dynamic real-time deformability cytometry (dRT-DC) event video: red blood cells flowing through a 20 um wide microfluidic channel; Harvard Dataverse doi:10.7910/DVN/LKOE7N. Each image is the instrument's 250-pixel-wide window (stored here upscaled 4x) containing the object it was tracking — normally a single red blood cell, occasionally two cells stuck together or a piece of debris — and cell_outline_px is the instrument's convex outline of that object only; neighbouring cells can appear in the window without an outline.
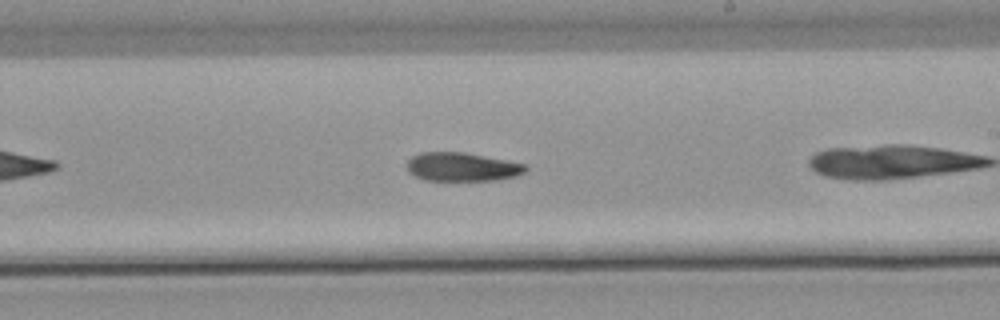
{"species": "common noctule bat (a hibernating species)", "species_latin": "Nyctalus noctula", "temperature_condition": "warm", "stored_images_in_passage": 25, "camera_frame_rate_fps": 3000, "um_per_image_px": 0.085, "animal": {"sex": "male", "body_mass_g": 21.5, "forearm_length_mm": 52.0}, "frame": {"image": 1, "passage_image": 15, "time_ms": 4.667, "image_size_px": [1000, 320], "cell_outline_px": [[528, 168], [524, 172], [516, 176], [496, 180], [424, 180], [408, 172], [408, 160], [412, 156], [420, 152], [464, 152], [524, 164]], "centroid_in_image_um": [39.25, 14.18], "position_along_channel_um": 249.8, "area_um2": 19.59}}
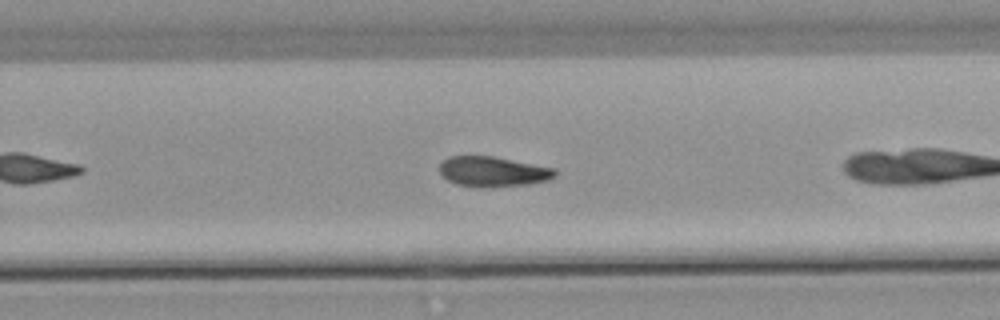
{"frame": {"image": 2, "passage_image": 18, "time_ms": 5.667, "image_size_px": [1000, 320], "cell_outline_px": [[556, 176], [548, 180], [528, 184], [484, 188], [476, 188], [456, 184], [448, 180], [440, 172], [440, 164], [448, 156], [492, 156], [556, 168]], "centroid_in_image_um": [41.91, 14.6], "position_along_channel_um": 287.9, "area_um2": 20.4}}